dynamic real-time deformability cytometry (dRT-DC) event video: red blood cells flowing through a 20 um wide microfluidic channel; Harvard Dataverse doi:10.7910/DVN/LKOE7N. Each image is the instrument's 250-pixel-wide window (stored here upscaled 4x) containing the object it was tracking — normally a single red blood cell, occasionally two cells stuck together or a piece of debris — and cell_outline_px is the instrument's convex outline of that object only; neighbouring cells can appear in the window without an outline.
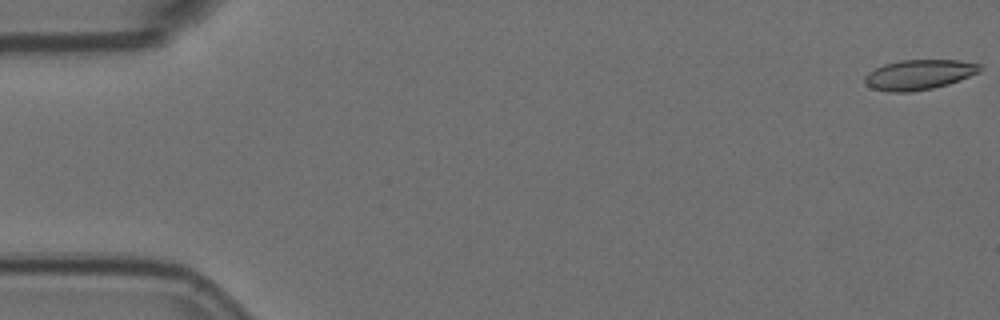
{"species": "Egyptian fruit bat (a non-hibernating species)", "species_latin": "Rousettus aegyptiacus", "temperature_condition": "room temperature", "stored_images_in_passage": 7, "camera_frame_rate_fps": 3000, "um_per_image_px": 0.085, "animal": {"sex": "female"}, "frame": {"image": 1, "passage_image": 1, "time_ms": 0.0, "image_size_px": [1000, 320], "cell_outline_px": [[980, 72], [960, 80], [948, 84], [932, 88], [912, 92], [888, 92], [872, 88], [864, 80], [864, 76], [868, 72], [884, 64], [900, 60], [960, 60], [980, 64]], "centroid_in_image_um": [78.12, 6.34], "position_along_channel_um": 6.9, "area_um2": 20.11}}
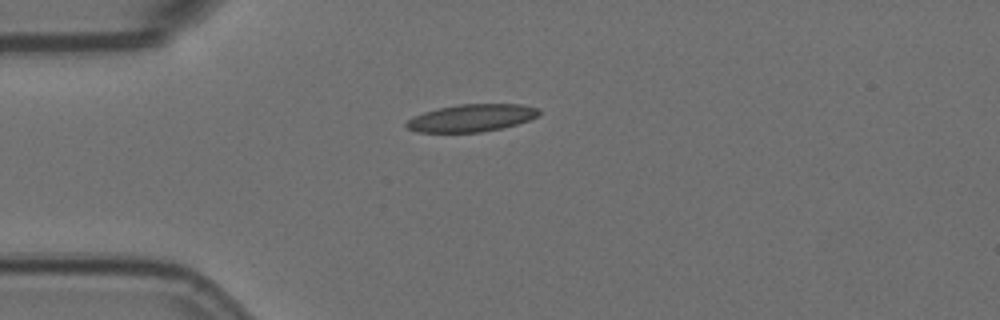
{"frame": {"image": 2, "passage_image": 5, "time_ms": 1.333, "image_size_px": [1000, 320], "cell_outline_px": [[540, 112], [536, 116], [528, 120], [516, 124], [500, 128], [480, 132], [416, 132], [408, 128], [404, 124], [412, 116], [424, 112], [440, 108], [460, 104], [520, 104], [536, 108]], "centroid_in_image_um": [40.03, 10.02], "position_along_channel_um": 45.0, "area_um2": 20.87}}
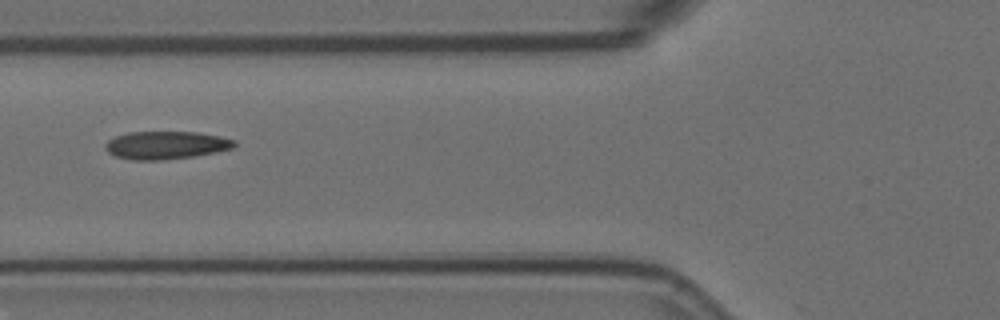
{"frame": {"image": 3, "passage_image": 7, "time_ms": 2.0, "image_size_px": [1000, 320], "cell_outline_px": [[236, 144], [232, 148], [192, 156], [160, 160], [132, 160], [116, 156], [108, 152], [104, 148], [104, 144], [108, 140], [116, 136], [128, 132], [196, 132], [220, 136], [236, 140]], "centroid_in_image_um": [14.07, 12.33], "position_along_channel_um": 111.7, "area_um2": 20.81}}